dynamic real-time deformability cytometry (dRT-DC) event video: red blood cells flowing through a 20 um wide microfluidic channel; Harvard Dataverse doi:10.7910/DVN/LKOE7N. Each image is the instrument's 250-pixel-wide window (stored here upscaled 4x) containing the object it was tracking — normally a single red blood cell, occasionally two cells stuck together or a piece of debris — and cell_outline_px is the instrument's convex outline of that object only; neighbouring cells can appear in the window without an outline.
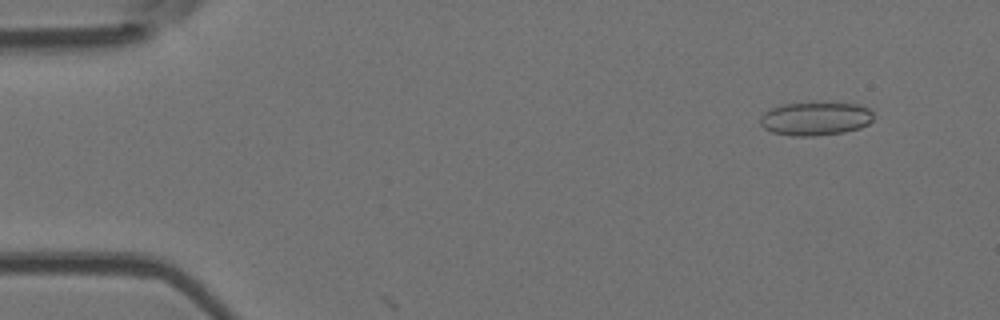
{"species": "Egyptian fruit bat (a non-hibernating species)", "species_latin": "Rousettus aegyptiacus", "temperature_condition": "room temperature", "stored_images_in_passage": 7, "camera_frame_rate_fps": 3000, "um_per_image_px": 0.085, "animal": {"sex": "female"}, "frame": {"image": 1, "passage_image": 5, "time_ms": 1.333, "image_size_px": [1000, 320], "cell_outline_px": [[872, 120], [868, 124], [860, 128], [844, 132], [816, 136], [792, 136], [772, 132], [764, 128], [760, 124], [760, 116], [764, 112], [772, 108], [784, 104], [856, 104], [868, 108], [872, 112]], "centroid_in_image_um": [69.29, 10.11], "position_along_channel_um": 15.7, "area_um2": 21.73}}